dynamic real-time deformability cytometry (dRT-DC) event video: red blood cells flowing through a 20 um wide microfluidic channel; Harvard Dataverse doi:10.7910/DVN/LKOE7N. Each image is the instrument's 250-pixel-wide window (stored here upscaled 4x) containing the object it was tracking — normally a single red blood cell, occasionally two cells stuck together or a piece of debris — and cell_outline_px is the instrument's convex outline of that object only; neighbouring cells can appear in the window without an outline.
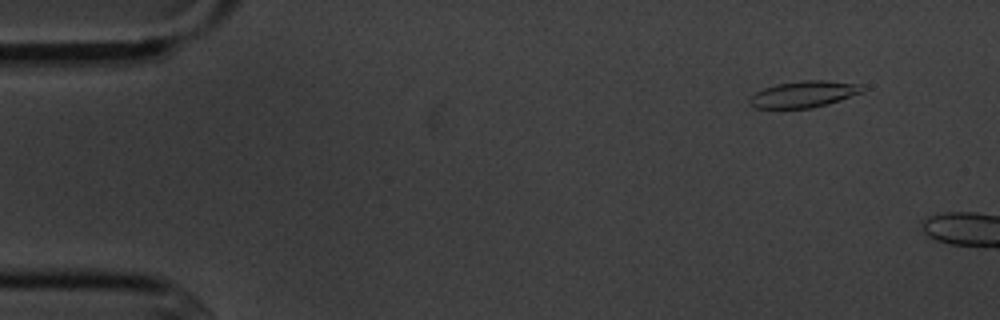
{"species": "common noctule bat (a hibernating species)", "species_latin": "Nyctalus noctula", "temperature_condition": "cold", "stored_images_in_passage": 3, "camera_frame_rate_fps": 3000, "um_per_image_px": 0.085, "animal": {"sex": "male", "body_mass_g": 20.1, "forearm_length_mm": 53.5}, "frame": {"image": 1, "passage_image": 2, "time_ms": 1.0, "image_size_px": [1000, 320], "cell_outline_px": [[864, 92], [828, 104], [812, 108], [756, 108], [748, 104], [748, 100], [756, 92], [764, 88], [776, 84], [800, 80], [824, 80], [864, 84]], "centroid_in_image_um": [68.35, 8.0], "position_along_channel_um": 16.6, "area_um2": 17.57}}